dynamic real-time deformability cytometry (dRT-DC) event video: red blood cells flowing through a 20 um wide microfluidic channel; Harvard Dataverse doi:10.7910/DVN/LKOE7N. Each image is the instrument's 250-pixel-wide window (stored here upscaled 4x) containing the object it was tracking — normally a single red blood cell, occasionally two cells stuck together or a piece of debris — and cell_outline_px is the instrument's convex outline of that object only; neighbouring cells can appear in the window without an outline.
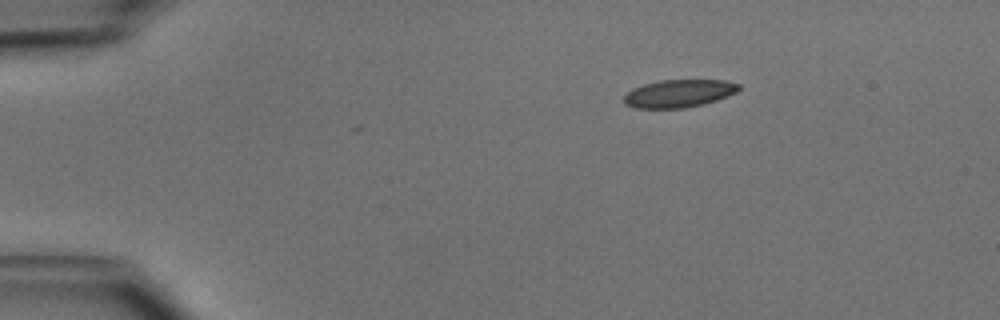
{"species": "common noctule bat (a hibernating species)", "species_latin": "Nyctalus noctula", "temperature_condition": "cold", "stored_images_in_passage": 3, "camera_frame_rate_fps": 3000, "um_per_image_px": 0.085, "animal": {"sex": "male", "body_mass_g": 15.6}, "frame": {"image": 1, "passage_image": 3, "time_ms": 0.667, "image_size_px": [1000, 320], "cell_outline_px": [[740, 88], [736, 92], [728, 96], [704, 104], [684, 108], [632, 108], [624, 104], [624, 96], [632, 88], [644, 84], [660, 80], [724, 80], [740, 84]], "centroid_in_image_um": [57.69, 7.95], "position_along_channel_um": 27.3, "area_um2": 18.67}}